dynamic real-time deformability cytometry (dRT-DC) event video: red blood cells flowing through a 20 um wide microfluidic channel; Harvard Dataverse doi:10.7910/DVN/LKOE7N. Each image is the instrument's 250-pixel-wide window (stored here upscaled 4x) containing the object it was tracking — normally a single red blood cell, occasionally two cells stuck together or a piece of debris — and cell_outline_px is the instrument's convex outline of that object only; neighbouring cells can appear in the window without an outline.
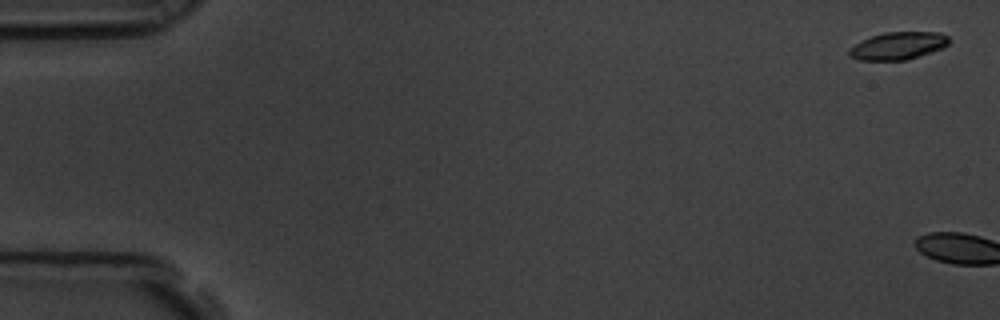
{"species": "common noctule bat (a hibernating species)", "species_latin": "Nyctalus noctula", "temperature_condition": "room temperature", "stored_images_in_passage": 2, "camera_frame_rate_fps": 3000, "um_per_image_px": 0.085, "animal": {"sex": "male", "body_mass_g": 19.5, "forearm_length_mm": 54.6}, "frame": {"image": 1, "passage_image": 1, "time_ms": 0.0, "image_size_px": [1000, 320], "cell_outline_px": [[952, 40], [948, 44], [940, 48], [904, 60], [860, 60], [848, 56], [848, 52], [856, 44], [872, 36], [884, 32], [940, 32], [948, 36]], "centroid_in_image_um": [76.35, 3.88], "position_along_channel_um": 8.7, "area_um2": 15.66}}